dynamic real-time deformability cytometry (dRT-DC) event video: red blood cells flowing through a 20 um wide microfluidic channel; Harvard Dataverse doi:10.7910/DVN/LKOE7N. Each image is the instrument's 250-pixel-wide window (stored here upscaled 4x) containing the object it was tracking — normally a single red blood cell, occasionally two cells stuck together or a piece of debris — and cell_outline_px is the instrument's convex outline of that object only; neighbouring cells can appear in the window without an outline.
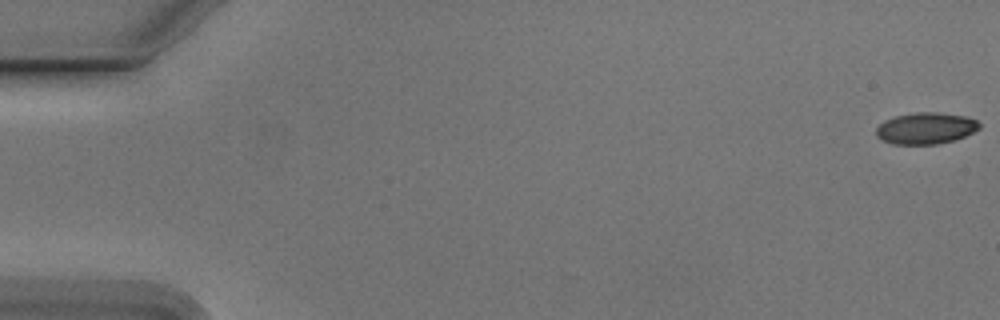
{"species": "Egyptian fruit bat (a non-hibernating species)", "species_latin": "Rousettus aegyptiacus", "temperature_condition": "cold", "stored_images_in_passage": 55, "camera_frame_rate_fps": 3000, "um_per_image_px": 0.085, "animal": {"sex": "male"}, "frame": {"image": 1, "passage_image": 1, "time_ms": 0.0, "image_size_px": [1000, 320], "cell_outline_px": [[980, 128], [956, 140], [936, 144], [892, 144], [876, 136], [876, 128], [884, 120], [896, 116], [916, 112], [936, 112], [964, 116], [976, 120], [980, 124]], "centroid_in_image_um": [78.68, 10.9], "position_along_channel_um": 6.3, "area_um2": 18.84}}
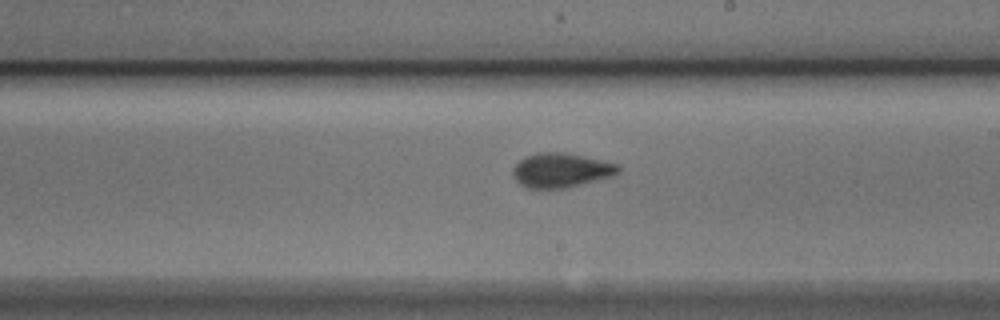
{"frame": {"image": 2, "passage_image": 32, "time_ms": 10.333, "image_size_px": [1000, 320], "cell_outline_px": [[620, 172], [612, 176], [564, 188], [528, 188], [520, 184], [512, 176], [512, 168], [520, 160], [536, 152], [564, 152], [620, 164]], "centroid_in_image_um": [47.68, 14.46], "position_along_channel_um": 241.3, "area_um2": 21.04}}
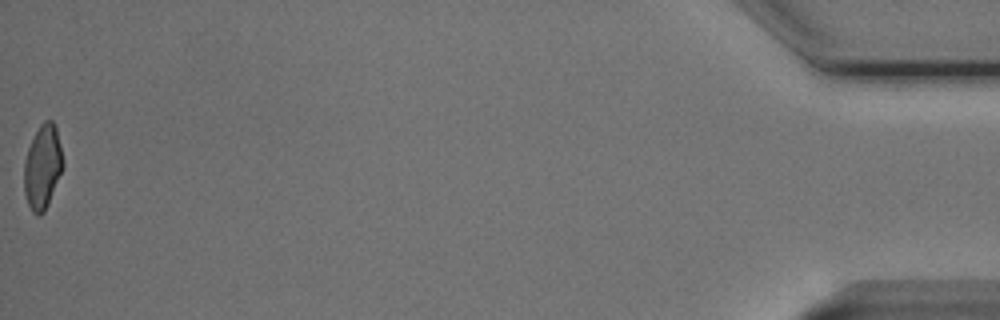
{"frame": {"image": 3, "passage_image": 55, "time_ms": 18.0, "image_size_px": [1000, 320], "cell_outline_px": [[64, 164], [48, 204], [44, 212], [40, 216], [36, 216], [32, 212], [28, 204], [24, 192], [24, 160], [28, 148], [40, 124], [44, 120], [52, 120], [56, 128], [64, 160]], "centroid_in_image_um": [3.61, 14.2], "position_along_channel_um": 431.6, "area_um2": 19.02}, "authors_computed_cell_mechanics": {"area_um2": 19.941, "velocity_mm_per_s": 3.7849, "shape_relaxation_time_tau1_ms": 2.9202, "shape_relaxation_time_tau2_ms": 1.1971, "deformation_change_tau1": 0.1161, "deformation_change_tau2": 0.0638}}